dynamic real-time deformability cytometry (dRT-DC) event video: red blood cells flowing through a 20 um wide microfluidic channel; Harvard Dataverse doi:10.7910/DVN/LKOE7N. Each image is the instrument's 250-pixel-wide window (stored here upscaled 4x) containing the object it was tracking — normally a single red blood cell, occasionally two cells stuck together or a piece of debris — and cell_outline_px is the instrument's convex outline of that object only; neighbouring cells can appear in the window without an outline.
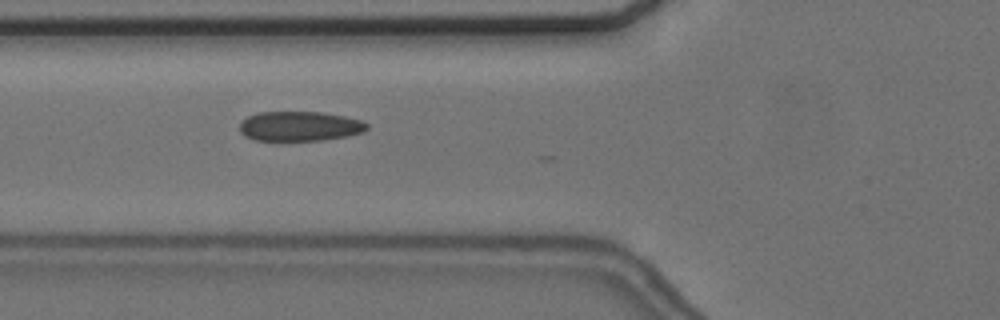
{"species": "common noctule bat (a hibernating species)", "species_latin": "Nyctalus noctula", "temperature_condition": "cold", "stored_images_in_passage": 37, "camera_frame_rate_fps": 3000, "um_per_image_px": 0.085, "animal": {"sex": "female", "body_mass_g": 24.6, "forearm_length_mm": 56.2}, "frame": {"image": 1, "passage_image": 21, "time_ms": 6.667, "image_size_px": [1000, 320], "cell_outline_px": [[368, 128], [364, 132], [348, 136], [324, 140], [256, 140], [244, 136], [240, 132], [240, 124], [248, 116], [260, 112], [320, 112], [344, 116], [360, 120], [368, 124]], "centroid_in_image_um": [25.49, 10.73], "position_along_channel_um": 100.3, "area_um2": 21.96}}